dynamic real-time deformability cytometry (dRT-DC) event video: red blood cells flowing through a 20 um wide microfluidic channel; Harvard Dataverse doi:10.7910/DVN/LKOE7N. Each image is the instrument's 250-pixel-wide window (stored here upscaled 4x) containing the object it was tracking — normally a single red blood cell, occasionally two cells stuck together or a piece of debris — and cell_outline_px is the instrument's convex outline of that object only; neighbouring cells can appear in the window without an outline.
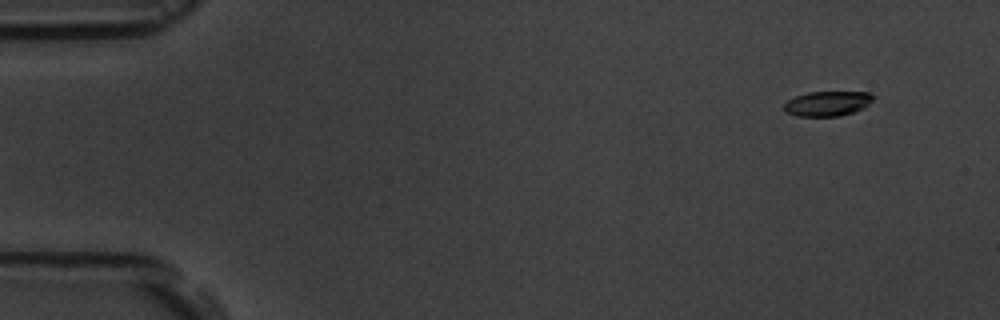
{"species": "common noctule bat (a hibernating species)", "species_latin": "Nyctalus noctula", "temperature_condition": "room temperature", "stored_images_in_passage": 4, "segment_of_instrument_passage": [2, 2], "camera_frame_rate_fps": 3000, "um_per_image_px": 0.085, "animal": {"sex": "male", "body_mass_g": 19.5, "forearm_length_mm": 54.6}, "frame": {"image": 1, "passage_image": 4, "time_ms": 3.333, "image_size_px": [1000, 320], "cell_outline_px": [[876, 96], [864, 108], [840, 116], [796, 116], [784, 112], [784, 104], [788, 100], [796, 96], [808, 92], [872, 92]], "centroid_in_image_um": [70.34, 8.8], "position_along_channel_um": 14.7, "area_um2": 13.01}}